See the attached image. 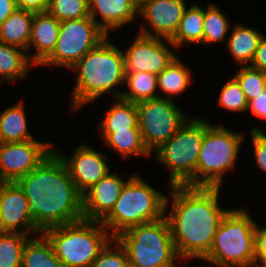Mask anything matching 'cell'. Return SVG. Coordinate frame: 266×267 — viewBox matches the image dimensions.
I'll list each match as a JSON object with an SVG mask.
<instances>
[{
	"instance_id": "cell-1",
	"label": "cell",
	"mask_w": 266,
	"mask_h": 267,
	"mask_svg": "<svg viewBox=\"0 0 266 267\" xmlns=\"http://www.w3.org/2000/svg\"><path fill=\"white\" fill-rule=\"evenodd\" d=\"M220 187L170 186L165 216L179 257L200 261L209 253L217 228L230 209L219 205Z\"/></svg>"
},
{
	"instance_id": "cell-2",
	"label": "cell",
	"mask_w": 266,
	"mask_h": 267,
	"mask_svg": "<svg viewBox=\"0 0 266 267\" xmlns=\"http://www.w3.org/2000/svg\"><path fill=\"white\" fill-rule=\"evenodd\" d=\"M17 183L29 202V215L41 232L84 219L82 194L54 150Z\"/></svg>"
},
{
	"instance_id": "cell-3",
	"label": "cell",
	"mask_w": 266,
	"mask_h": 267,
	"mask_svg": "<svg viewBox=\"0 0 266 267\" xmlns=\"http://www.w3.org/2000/svg\"><path fill=\"white\" fill-rule=\"evenodd\" d=\"M70 70L77 72L69 101L74 110L78 111L105 93L113 92L114 98H120L123 92L116 91L115 87H124V56L122 50L109 41V36L86 53Z\"/></svg>"
},
{
	"instance_id": "cell-4",
	"label": "cell",
	"mask_w": 266,
	"mask_h": 267,
	"mask_svg": "<svg viewBox=\"0 0 266 267\" xmlns=\"http://www.w3.org/2000/svg\"><path fill=\"white\" fill-rule=\"evenodd\" d=\"M166 195L132 174L111 211L100 221L113 238L133 226L165 216Z\"/></svg>"
},
{
	"instance_id": "cell-5",
	"label": "cell",
	"mask_w": 266,
	"mask_h": 267,
	"mask_svg": "<svg viewBox=\"0 0 266 267\" xmlns=\"http://www.w3.org/2000/svg\"><path fill=\"white\" fill-rule=\"evenodd\" d=\"M258 223L243 208H233L222 219L209 253L202 259L216 267H255Z\"/></svg>"
},
{
	"instance_id": "cell-6",
	"label": "cell",
	"mask_w": 266,
	"mask_h": 267,
	"mask_svg": "<svg viewBox=\"0 0 266 267\" xmlns=\"http://www.w3.org/2000/svg\"><path fill=\"white\" fill-rule=\"evenodd\" d=\"M64 267H90L113 239L100 221L82 219L42 232Z\"/></svg>"
},
{
	"instance_id": "cell-7",
	"label": "cell",
	"mask_w": 266,
	"mask_h": 267,
	"mask_svg": "<svg viewBox=\"0 0 266 267\" xmlns=\"http://www.w3.org/2000/svg\"><path fill=\"white\" fill-rule=\"evenodd\" d=\"M211 122L196 117L189 119L154 154L155 160L169 169L170 186L196 187V169L204 133Z\"/></svg>"
},
{
	"instance_id": "cell-8",
	"label": "cell",
	"mask_w": 266,
	"mask_h": 267,
	"mask_svg": "<svg viewBox=\"0 0 266 267\" xmlns=\"http://www.w3.org/2000/svg\"><path fill=\"white\" fill-rule=\"evenodd\" d=\"M126 249L129 267H177L179 257L166 216L139 224L116 237Z\"/></svg>"
},
{
	"instance_id": "cell-9",
	"label": "cell",
	"mask_w": 266,
	"mask_h": 267,
	"mask_svg": "<svg viewBox=\"0 0 266 267\" xmlns=\"http://www.w3.org/2000/svg\"><path fill=\"white\" fill-rule=\"evenodd\" d=\"M244 134L212 124L204 133L196 169V187H220L235 168Z\"/></svg>"
},
{
	"instance_id": "cell-10",
	"label": "cell",
	"mask_w": 266,
	"mask_h": 267,
	"mask_svg": "<svg viewBox=\"0 0 266 267\" xmlns=\"http://www.w3.org/2000/svg\"><path fill=\"white\" fill-rule=\"evenodd\" d=\"M107 36L90 16L61 21L56 46L39 66H58L69 70Z\"/></svg>"
},
{
	"instance_id": "cell-11",
	"label": "cell",
	"mask_w": 266,
	"mask_h": 267,
	"mask_svg": "<svg viewBox=\"0 0 266 267\" xmlns=\"http://www.w3.org/2000/svg\"><path fill=\"white\" fill-rule=\"evenodd\" d=\"M136 106L141 137L150 154L167 142L189 119L171 99L158 97L136 103Z\"/></svg>"
},
{
	"instance_id": "cell-12",
	"label": "cell",
	"mask_w": 266,
	"mask_h": 267,
	"mask_svg": "<svg viewBox=\"0 0 266 267\" xmlns=\"http://www.w3.org/2000/svg\"><path fill=\"white\" fill-rule=\"evenodd\" d=\"M168 44L175 48L170 39L138 33L127 50L122 51L125 72L145 71L159 75L177 57Z\"/></svg>"
},
{
	"instance_id": "cell-13",
	"label": "cell",
	"mask_w": 266,
	"mask_h": 267,
	"mask_svg": "<svg viewBox=\"0 0 266 267\" xmlns=\"http://www.w3.org/2000/svg\"><path fill=\"white\" fill-rule=\"evenodd\" d=\"M53 150L52 143L38 140L0 143V174L6 182H17L36 168Z\"/></svg>"
},
{
	"instance_id": "cell-14",
	"label": "cell",
	"mask_w": 266,
	"mask_h": 267,
	"mask_svg": "<svg viewBox=\"0 0 266 267\" xmlns=\"http://www.w3.org/2000/svg\"><path fill=\"white\" fill-rule=\"evenodd\" d=\"M54 151L65 163L71 179L81 194L111 171L107 156L91 148L86 142L76 147L72 156L65 155L55 147Z\"/></svg>"
},
{
	"instance_id": "cell-15",
	"label": "cell",
	"mask_w": 266,
	"mask_h": 267,
	"mask_svg": "<svg viewBox=\"0 0 266 267\" xmlns=\"http://www.w3.org/2000/svg\"><path fill=\"white\" fill-rule=\"evenodd\" d=\"M186 0H150L138 8V15L142 17L150 28L140 25L139 33L147 36L171 39L178 30L184 11ZM149 29V30H148ZM153 31V32H152Z\"/></svg>"
},
{
	"instance_id": "cell-16",
	"label": "cell",
	"mask_w": 266,
	"mask_h": 267,
	"mask_svg": "<svg viewBox=\"0 0 266 267\" xmlns=\"http://www.w3.org/2000/svg\"><path fill=\"white\" fill-rule=\"evenodd\" d=\"M29 202L17 182H6L0 191V232L33 236L42 232L29 215Z\"/></svg>"
},
{
	"instance_id": "cell-17",
	"label": "cell",
	"mask_w": 266,
	"mask_h": 267,
	"mask_svg": "<svg viewBox=\"0 0 266 267\" xmlns=\"http://www.w3.org/2000/svg\"><path fill=\"white\" fill-rule=\"evenodd\" d=\"M110 171L82 194V210L85 220L101 221L113 208L127 183L119 172Z\"/></svg>"
},
{
	"instance_id": "cell-18",
	"label": "cell",
	"mask_w": 266,
	"mask_h": 267,
	"mask_svg": "<svg viewBox=\"0 0 266 267\" xmlns=\"http://www.w3.org/2000/svg\"><path fill=\"white\" fill-rule=\"evenodd\" d=\"M90 17L109 36L110 30H118L122 26L136 20L138 7L134 0H88ZM101 17V21H97Z\"/></svg>"
},
{
	"instance_id": "cell-19",
	"label": "cell",
	"mask_w": 266,
	"mask_h": 267,
	"mask_svg": "<svg viewBox=\"0 0 266 267\" xmlns=\"http://www.w3.org/2000/svg\"><path fill=\"white\" fill-rule=\"evenodd\" d=\"M59 28L60 21L48 12L34 14L28 52L34 47L36 53L28 57L35 66L39 67L53 52L58 39Z\"/></svg>"
},
{
	"instance_id": "cell-20",
	"label": "cell",
	"mask_w": 266,
	"mask_h": 267,
	"mask_svg": "<svg viewBox=\"0 0 266 267\" xmlns=\"http://www.w3.org/2000/svg\"><path fill=\"white\" fill-rule=\"evenodd\" d=\"M263 34L244 24H235L226 47L232 58L242 66L250 65Z\"/></svg>"
},
{
	"instance_id": "cell-21",
	"label": "cell",
	"mask_w": 266,
	"mask_h": 267,
	"mask_svg": "<svg viewBox=\"0 0 266 267\" xmlns=\"http://www.w3.org/2000/svg\"><path fill=\"white\" fill-rule=\"evenodd\" d=\"M34 13L16 9L0 25V42L21 48L28 53Z\"/></svg>"
},
{
	"instance_id": "cell-22",
	"label": "cell",
	"mask_w": 266,
	"mask_h": 267,
	"mask_svg": "<svg viewBox=\"0 0 266 267\" xmlns=\"http://www.w3.org/2000/svg\"><path fill=\"white\" fill-rule=\"evenodd\" d=\"M21 100L7 107L0 114V143H16L35 140L28 131L27 117Z\"/></svg>"
},
{
	"instance_id": "cell-23",
	"label": "cell",
	"mask_w": 266,
	"mask_h": 267,
	"mask_svg": "<svg viewBox=\"0 0 266 267\" xmlns=\"http://www.w3.org/2000/svg\"><path fill=\"white\" fill-rule=\"evenodd\" d=\"M122 130H140L136 103L115 98L99 123L100 133H115Z\"/></svg>"
},
{
	"instance_id": "cell-24",
	"label": "cell",
	"mask_w": 266,
	"mask_h": 267,
	"mask_svg": "<svg viewBox=\"0 0 266 267\" xmlns=\"http://www.w3.org/2000/svg\"><path fill=\"white\" fill-rule=\"evenodd\" d=\"M191 70L177 56L159 75H157L159 98L175 100L193 80ZM162 92V93H161ZM164 93V94H163Z\"/></svg>"
},
{
	"instance_id": "cell-25",
	"label": "cell",
	"mask_w": 266,
	"mask_h": 267,
	"mask_svg": "<svg viewBox=\"0 0 266 267\" xmlns=\"http://www.w3.org/2000/svg\"><path fill=\"white\" fill-rule=\"evenodd\" d=\"M33 66L25 50L0 42V84L27 78Z\"/></svg>"
},
{
	"instance_id": "cell-26",
	"label": "cell",
	"mask_w": 266,
	"mask_h": 267,
	"mask_svg": "<svg viewBox=\"0 0 266 267\" xmlns=\"http://www.w3.org/2000/svg\"><path fill=\"white\" fill-rule=\"evenodd\" d=\"M203 21L204 9L199 4L194 3V5L192 4L185 9L177 32L170 39L176 50H179L184 43L188 46L189 43L195 45L203 44Z\"/></svg>"
},
{
	"instance_id": "cell-27",
	"label": "cell",
	"mask_w": 266,
	"mask_h": 267,
	"mask_svg": "<svg viewBox=\"0 0 266 267\" xmlns=\"http://www.w3.org/2000/svg\"><path fill=\"white\" fill-rule=\"evenodd\" d=\"M21 267H64L55 255L51 243L41 233L32 236L23 249Z\"/></svg>"
},
{
	"instance_id": "cell-28",
	"label": "cell",
	"mask_w": 266,
	"mask_h": 267,
	"mask_svg": "<svg viewBox=\"0 0 266 267\" xmlns=\"http://www.w3.org/2000/svg\"><path fill=\"white\" fill-rule=\"evenodd\" d=\"M104 145L114 149L123 158L132 156L148 157L151 154L146 149L140 130H122L115 133H100Z\"/></svg>"
},
{
	"instance_id": "cell-29",
	"label": "cell",
	"mask_w": 266,
	"mask_h": 267,
	"mask_svg": "<svg viewBox=\"0 0 266 267\" xmlns=\"http://www.w3.org/2000/svg\"><path fill=\"white\" fill-rule=\"evenodd\" d=\"M124 85L129 90L123 91L120 98L125 101L139 103L158 98L157 75L153 73L145 71L126 73Z\"/></svg>"
},
{
	"instance_id": "cell-30",
	"label": "cell",
	"mask_w": 266,
	"mask_h": 267,
	"mask_svg": "<svg viewBox=\"0 0 266 267\" xmlns=\"http://www.w3.org/2000/svg\"><path fill=\"white\" fill-rule=\"evenodd\" d=\"M225 13L215 3H209L204 9L203 43L207 45L225 42L231 23Z\"/></svg>"
},
{
	"instance_id": "cell-31",
	"label": "cell",
	"mask_w": 266,
	"mask_h": 267,
	"mask_svg": "<svg viewBox=\"0 0 266 267\" xmlns=\"http://www.w3.org/2000/svg\"><path fill=\"white\" fill-rule=\"evenodd\" d=\"M30 238L27 234L0 232V267H21L23 249Z\"/></svg>"
},
{
	"instance_id": "cell-32",
	"label": "cell",
	"mask_w": 266,
	"mask_h": 267,
	"mask_svg": "<svg viewBox=\"0 0 266 267\" xmlns=\"http://www.w3.org/2000/svg\"><path fill=\"white\" fill-rule=\"evenodd\" d=\"M47 12L60 22L90 16L88 0H49Z\"/></svg>"
},
{
	"instance_id": "cell-33",
	"label": "cell",
	"mask_w": 266,
	"mask_h": 267,
	"mask_svg": "<svg viewBox=\"0 0 266 267\" xmlns=\"http://www.w3.org/2000/svg\"><path fill=\"white\" fill-rule=\"evenodd\" d=\"M217 100V105L219 107L235 113L246 112L248 108V101L245 98L239 82L234 76L224 83Z\"/></svg>"
},
{
	"instance_id": "cell-34",
	"label": "cell",
	"mask_w": 266,
	"mask_h": 267,
	"mask_svg": "<svg viewBox=\"0 0 266 267\" xmlns=\"http://www.w3.org/2000/svg\"><path fill=\"white\" fill-rule=\"evenodd\" d=\"M234 77L239 82L248 102L255 99L266 88V73L249 65L241 66Z\"/></svg>"
},
{
	"instance_id": "cell-35",
	"label": "cell",
	"mask_w": 266,
	"mask_h": 267,
	"mask_svg": "<svg viewBox=\"0 0 266 267\" xmlns=\"http://www.w3.org/2000/svg\"><path fill=\"white\" fill-rule=\"evenodd\" d=\"M90 267H129L126 249L116 238H113Z\"/></svg>"
},
{
	"instance_id": "cell-36",
	"label": "cell",
	"mask_w": 266,
	"mask_h": 267,
	"mask_svg": "<svg viewBox=\"0 0 266 267\" xmlns=\"http://www.w3.org/2000/svg\"><path fill=\"white\" fill-rule=\"evenodd\" d=\"M250 137L256 157V165L259 169L266 172V138L259 131H251Z\"/></svg>"
},
{
	"instance_id": "cell-37",
	"label": "cell",
	"mask_w": 266,
	"mask_h": 267,
	"mask_svg": "<svg viewBox=\"0 0 266 267\" xmlns=\"http://www.w3.org/2000/svg\"><path fill=\"white\" fill-rule=\"evenodd\" d=\"M255 267H266V226L258 223L255 231Z\"/></svg>"
},
{
	"instance_id": "cell-38",
	"label": "cell",
	"mask_w": 266,
	"mask_h": 267,
	"mask_svg": "<svg viewBox=\"0 0 266 267\" xmlns=\"http://www.w3.org/2000/svg\"><path fill=\"white\" fill-rule=\"evenodd\" d=\"M17 9H23L32 13H45L49 0H15Z\"/></svg>"
},
{
	"instance_id": "cell-39",
	"label": "cell",
	"mask_w": 266,
	"mask_h": 267,
	"mask_svg": "<svg viewBox=\"0 0 266 267\" xmlns=\"http://www.w3.org/2000/svg\"><path fill=\"white\" fill-rule=\"evenodd\" d=\"M248 110L258 118L266 120V88L255 99L248 102Z\"/></svg>"
},
{
	"instance_id": "cell-40",
	"label": "cell",
	"mask_w": 266,
	"mask_h": 267,
	"mask_svg": "<svg viewBox=\"0 0 266 267\" xmlns=\"http://www.w3.org/2000/svg\"><path fill=\"white\" fill-rule=\"evenodd\" d=\"M249 66L266 73V37L264 35Z\"/></svg>"
},
{
	"instance_id": "cell-41",
	"label": "cell",
	"mask_w": 266,
	"mask_h": 267,
	"mask_svg": "<svg viewBox=\"0 0 266 267\" xmlns=\"http://www.w3.org/2000/svg\"><path fill=\"white\" fill-rule=\"evenodd\" d=\"M17 9L15 0H0V25Z\"/></svg>"
},
{
	"instance_id": "cell-42",
	"label": "cell",
	"mask_w": 266,
	"mask_h": 267,
	"mask_svg": "<svg viewBox=\"0 0 266 267\" xmlns=\"http://www.w3.org/2000/svg\"><path fill=\"white\" fill-rule=\"evenodd\" d=\"M147 1H150V0H134V2H135V4L137 5L138 8L141 5H143L144 3H146Z\"/></svg>"
},
{
	"instance_id": "cell-43",
	"label": "cell",
	"mask_w": 266,
	"mask_h": 267,
	"mask_svg": "<svg viewBox=\"0 0 266 267\" xmlns=\"http://www.w3.org/2000/svg\"><path fill=\"white\" fill-rule=\"evenodd\" d=\"M251 131H259L266 138V133H264L262 130L258 129V127L251 128Z\"/></svg>"
},
{
	"instance_id": "cell-44",
	"label": "cell",
	"mask_w": 266,
	"mask_h": 267,
	"mask_svg": "<svg viewBox=\"0 0 266 267\" xmlns=\"http://www.w3.org/2000/svg\"><path fill=\"white\" fill-rule=\"evenodd\" d=\"M6 183V181L3 179V177L1 176V174H0V191H1V189H2V187H3V185Z\"/></svg>"
}]
</instances>
